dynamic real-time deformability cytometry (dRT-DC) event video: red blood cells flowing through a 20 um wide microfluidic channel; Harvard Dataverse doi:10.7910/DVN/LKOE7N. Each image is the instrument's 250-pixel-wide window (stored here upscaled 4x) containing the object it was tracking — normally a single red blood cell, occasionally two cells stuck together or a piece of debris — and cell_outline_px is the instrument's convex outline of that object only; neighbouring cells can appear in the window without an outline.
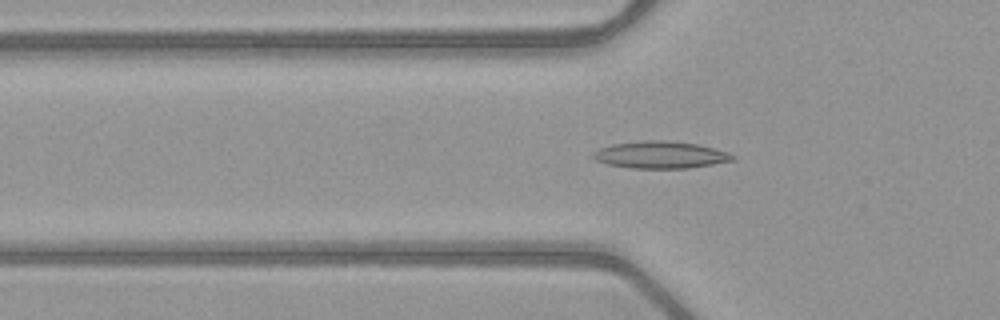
{"species": "common noctule bat (a hibernating species)", "species_latin": "Nyctalus noctula", "temperature_condition": "warm", "stored_images_in_passage": 36, "camera_frame_rate_fps": 3000, "um_per_image_px": 0.085, "animal": {"sex": "female", "body_mass_g": 21.9}, "frame": {"image": 1, "passage_image": 8, "time_ms": 2.333, "image_size_px": [1000, 320], "cell_outline_px": [[736, 160], [688, 168], [632, 168], [608, 164], [596, 160], [592, 156], [592, 152], [600, 148], [612, 144], [640, 140], [664, 140], [696, 144], [728, 152], [736, 156]], "centroid_in_image_um": [56.13, 13.16], "position_along_channel_um": 69.7, "area_um2": 21.96}}
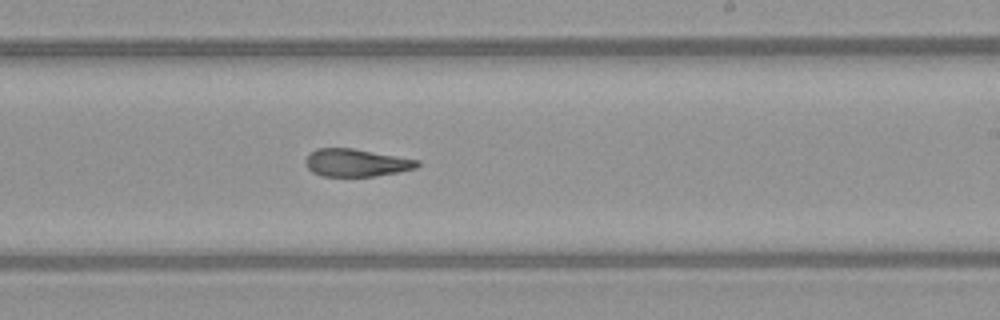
{"frame": {"image": 2, "passage_image": 22, "time_ms": 7.0, "image_size_px": [1000, 320], "cell_outline_px": [[420, 164], [416, 168], [376, 176], [320, 176], [312, 172], [308, 168], [304, 160], [308, 152], [316, 148], [352, 148], [420, 160]], "centroid_in_image_um": [30.23, 13.82], "position_along_channel_um": 258.8, "area_um2": 18.09}}
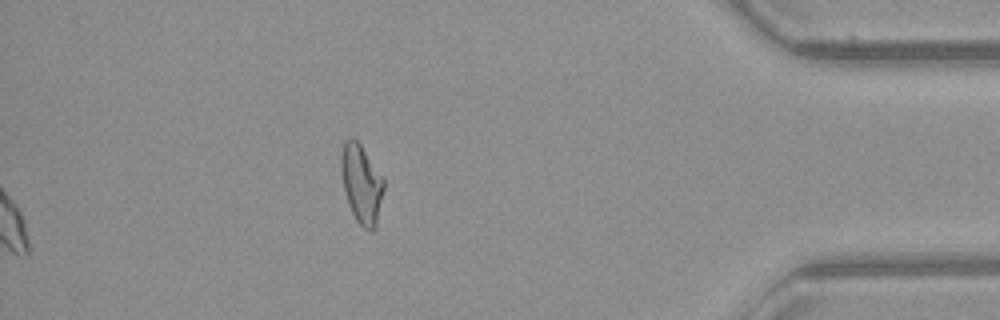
{"frame": {"image": 3, "passage_image": 36, "time_ms": 11.667, "image_size_px": [1000, 320], "cell_outline_px": [[384, 188], [376, 224], [372, 232], [368, 232], [356, 220], [348, 204], [340, 172], [340, 156], [344, 140], [348, 136], [352, 136], [360, 144], [384, 180]], "centroid_in_image_um": [30.69, 15.6], "position_along_channel_um": 404.5, "area_um2": 19.54}, "authors_computed_cell_mechanics": {"area_um2": 19.2185, "velocity_mm_per_s": 4.0334, "shape_relaxation_time_tau1_ms": null, "shape_relaxation_time_tau2_ms": 3.1499, "deformation_change_tau1": null, "deformation_change_tau2": 0.1229}}